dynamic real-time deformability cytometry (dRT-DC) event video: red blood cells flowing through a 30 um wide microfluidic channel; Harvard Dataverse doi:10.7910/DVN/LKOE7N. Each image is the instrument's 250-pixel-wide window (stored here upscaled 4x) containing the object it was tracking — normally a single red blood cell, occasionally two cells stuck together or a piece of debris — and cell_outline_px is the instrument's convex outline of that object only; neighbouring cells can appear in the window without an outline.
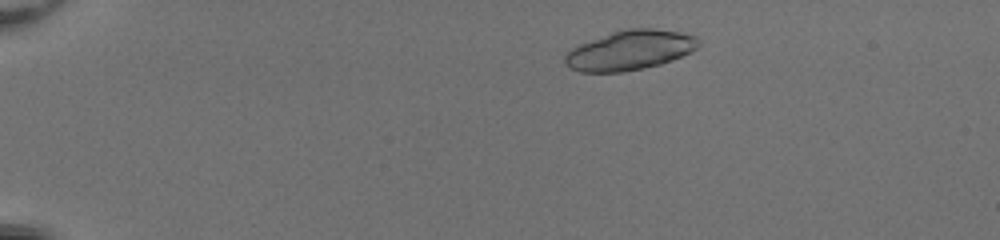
{"species": "common noctule bat (a hibernating species)", "species_latin": "Nyctalus noctula", "temperature_condition": "room temperature", "stored_images_in_passage": 46, "camera_frame_rate_fps": 3000, "um_per_image_px": 0.085, "animal": {"sex": "female", "body_mass_g": 20.0, "forearm_length_mm": 54.0}, "frame": {"image": 1, "passage_image": 5, "time_ms": 1.333, "image_size_px": [1000, 240], "cell_outline_px": [[700, 44], [692, 52], [672, 60], [660, 64], [644, 68], [624, 72], [580, 72], [568, 68], [564, 64], [564, 56], [572, 48], [580, 44], [612, 32], [628, 28], [652, 28], [680, 32], [696, 36], [700, 40]], "centroid_in_image_um": [53.55, 4.28], "position_along_channel_um": 31.5, "area_um2": 30.98}}